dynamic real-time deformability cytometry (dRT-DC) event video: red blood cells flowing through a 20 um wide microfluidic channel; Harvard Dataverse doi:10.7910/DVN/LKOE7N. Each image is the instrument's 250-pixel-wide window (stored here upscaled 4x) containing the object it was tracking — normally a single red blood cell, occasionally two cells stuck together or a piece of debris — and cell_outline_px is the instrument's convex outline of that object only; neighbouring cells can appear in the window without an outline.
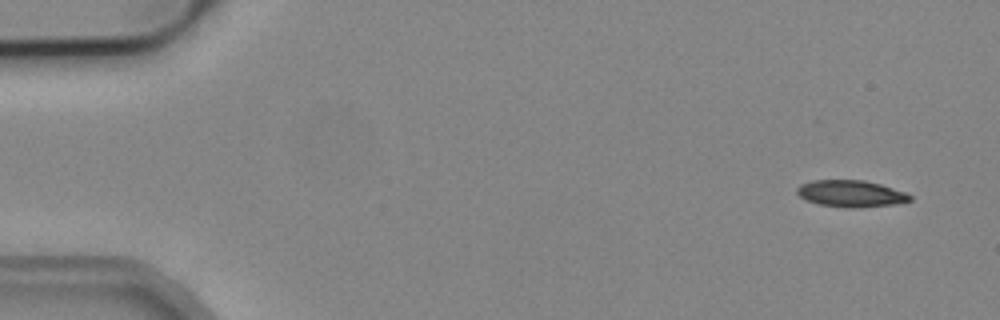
{"species": "common noctule bat (a hibernating species)", "species_latin": "Nyctalus noctula", "temperature_condition": "cold", "stored_images_in_passage": 4, "camera_frame_rate_fps": 3000, "um_per_image_px": 0.085, "animal": {"sex": "male", "body_mass_g": 19.2, "forearm_length_mm": 51.8}, "frame": {"image": 1, "passage_image": 1, "time_ms": 0.0, "image_size_px": [1000, 320], "cell_outline_px": [[912, 200], [896, 204], [852, 208], [848, 208], [820, 204], [808, 200], [800, 196], [796, 192], [796, 188], [800, 184], [812, 180], [864, 180], [880, 184], [908, 192], [912, 196]], "centroid_in_image_um": [72.36, 16.45], "position_along_channel_um": 12.6, "area_um2": 17.63}}